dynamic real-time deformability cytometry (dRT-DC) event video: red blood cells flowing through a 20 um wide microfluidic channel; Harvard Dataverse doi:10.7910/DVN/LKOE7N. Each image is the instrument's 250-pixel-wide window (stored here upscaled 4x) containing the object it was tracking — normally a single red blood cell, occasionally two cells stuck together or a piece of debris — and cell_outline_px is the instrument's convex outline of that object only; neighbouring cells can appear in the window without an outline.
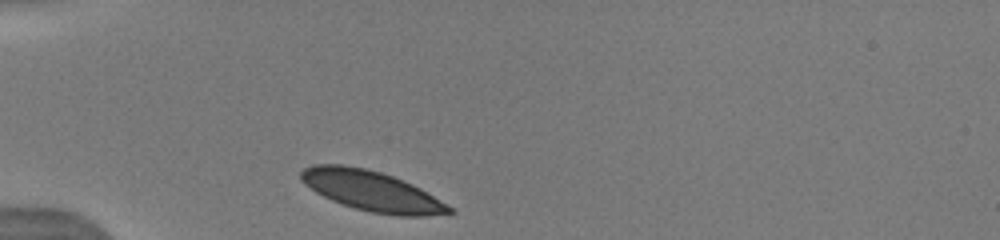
{"species": "human", "species_latin": "Homo sapiens", "temperature_condition": "warm", "stored_images_in_passage": 3, "camera_frame_rate_fps": 3000, "um_per_image_px": 0.085, "donor": {"sex": "male"}, "frame": {"image": 1, "passage_image": 1, "time_ms": 0.0, "image_size_px": [1000, 240], "cell_outline_px": [[456, 212], [424, 216], [396, 216], [372, 212], [356, 208], [332, 200], [316, 192], [304, 184], [300, 180], [300, 172], [304, 168], [312, 164], [344, 164], [364, 168], [380, 172], [392, 176], [412, 184], [420, 188], [452, 208]], "centroid_in_image_um": [31.55, 16.22], "position_along_channel_um": 53.4, "area_um2": 34.39}}